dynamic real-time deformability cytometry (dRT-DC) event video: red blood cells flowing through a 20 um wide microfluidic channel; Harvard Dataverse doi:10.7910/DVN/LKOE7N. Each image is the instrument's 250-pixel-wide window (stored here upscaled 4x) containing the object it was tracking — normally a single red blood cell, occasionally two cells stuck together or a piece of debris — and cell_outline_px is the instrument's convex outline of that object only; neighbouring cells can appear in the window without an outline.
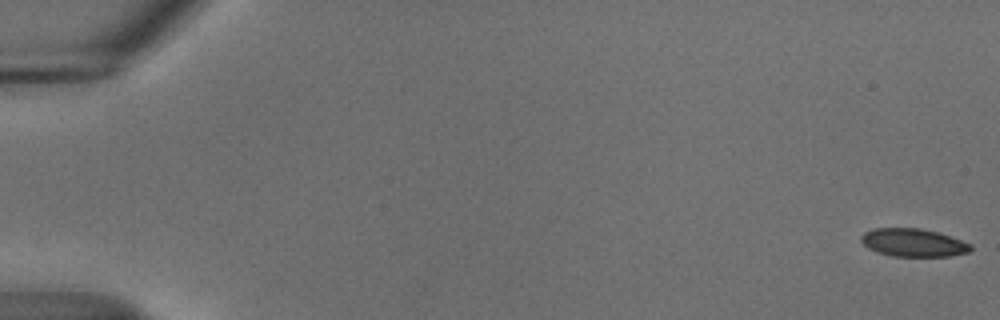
{"species": "common noctule bat (a hibernating species)", "species_latin": "Nyctalus noctula", "temperature_condition": "cold", "stored_images_in_passage": 56, "camera_frame_rate_fps": 3000, "um_per_image_px": 0.085, "animal": {"sex": "male", "body_mass_g": 18.8}, "frame": {"image": 1, "passage_image": 1, "time_ms": 0.0, "image_size_px": [1000, 320], "cell_outline_px": [[972, 248], [968, 252], [952, 256], [892, 256], [876, 252], [868, 248], [860, 240], [860, 236], [864, 232], [872, 228], [920, 228], [940, 232], [972, 244]], "centroid_in_image_um": [77.62, 20.61], "position_along_channel_um": 7.4, "area_um2": 18.09}}
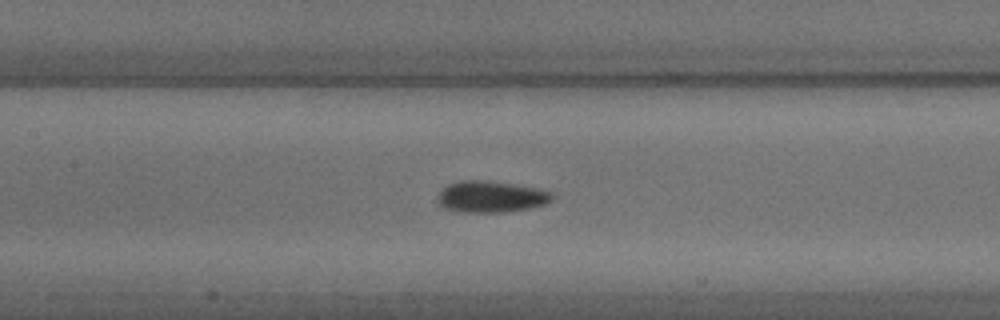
{"frame": {"image": 2, "passage_image": 27, "time_ms": 8.667, "image_size_px": [1000, 320], "cell_outline_px": [[556, 196], [552, 200], [544, 204], [528, 208], [504, 212], [460, 212], [444, 208], [436, 200], [436, 196], [448, 184], [460, 180], [488, 180], [540, 188], [552, 192]], "centroid_in_image_um": [41.74, 16.71], "position_along_channel_um": 165.7, "area_um2": 21.21}}
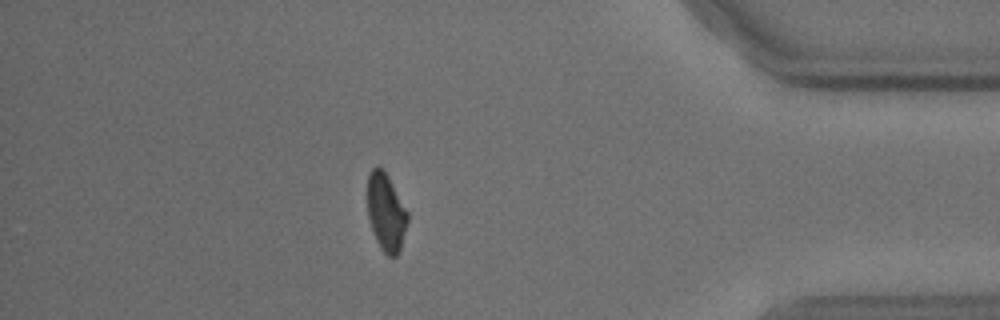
{"frame": {"image": 3, "passage_image": 49, "time_ms": 16.0, "image_size_px": [1000, 320], "cell_outline_px": [[408, 220], [400, 252], [396, 256], [388, 256], [380, 248], [376, 240], [368, 216], [368, 172], [376, 164], [384, 168], [408, 212]], "centroid_in_image_um": [32.82, 18.01], "position_along_channel_um": 402.4, "area_um2": 18.32}, "authors_computed_cell_mechanics": {"area_um2": 19.5075, "velocity_mm_per_s": 3.6932, "shape_relaxation_time_tau1_ms": 3.637, "shape_relaxation_time_tau2_ms": 3.6736, "deformation_change_tau1": 0.0951, "deformation_change_tau2": 0.0658}}